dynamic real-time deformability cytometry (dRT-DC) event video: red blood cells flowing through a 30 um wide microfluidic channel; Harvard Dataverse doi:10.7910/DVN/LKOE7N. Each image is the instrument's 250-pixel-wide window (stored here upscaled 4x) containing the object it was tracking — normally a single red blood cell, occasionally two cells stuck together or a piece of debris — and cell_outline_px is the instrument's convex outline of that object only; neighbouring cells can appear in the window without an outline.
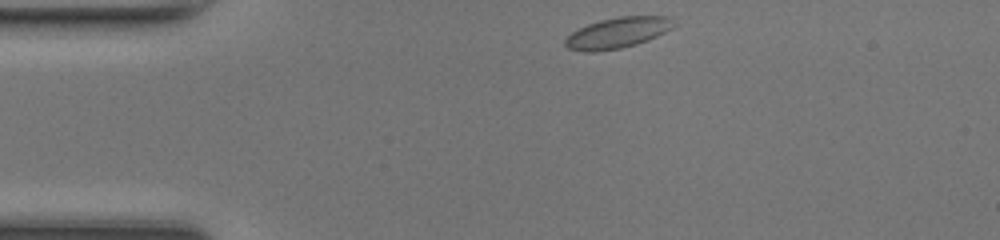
{"species": "common noctule bat (a hibernating species)", "species_latin": "Nyctalus noctula", "temperature_condition": "room temperature", "stored_images_in_passage": 40, "camera_frame_rate_fps": 3000, "um_per_image_px": 0.085, "animal": {"sex": "female", "body_mass_g": 17.0, "forearm_length_mm": 48.0}, "frame": {"image": 1, "passage_image": 1, "time_ms": 0.0, "image_size_px": [1000, 240], "cell_outline_px": [[676, 24], [672, 28], [648, 40], [636, 44], [620, 48], [592, 52], [584, 52], [568, 48], [564, 44], [564, 40], [572, 32], [588, 24], [600, 20], [620, 16], [672, 16]], "centroid_in_image_um": [52.51, 2.78], "position_along_channel_um": 32.5, "area_um2": 19.42}}
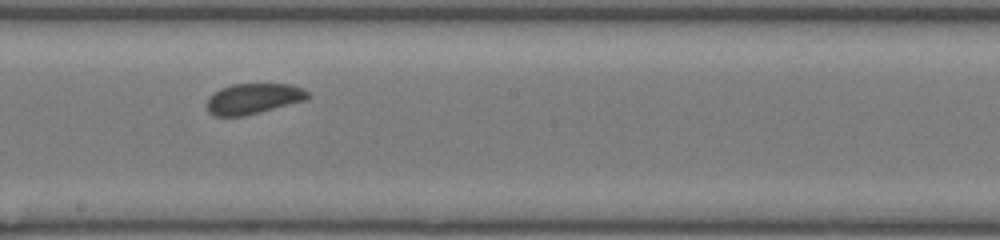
{"frame": {"image": 2, "passage_image": 18, "time_ms": 5.667, "image_size_px": [1000, 240], "cell_outline_px": [[308, 96], [304, 100], [260, 112], [244, 116], [216, 116], [208, 112], [204, 104], [208, 96], [220, 88], [232, 84], [292, 84], [308, 92]], "centroid_in_image_um": [21.44, 8.39], "position_along_channel_um": 226.8, "area_um2": 17.98}}
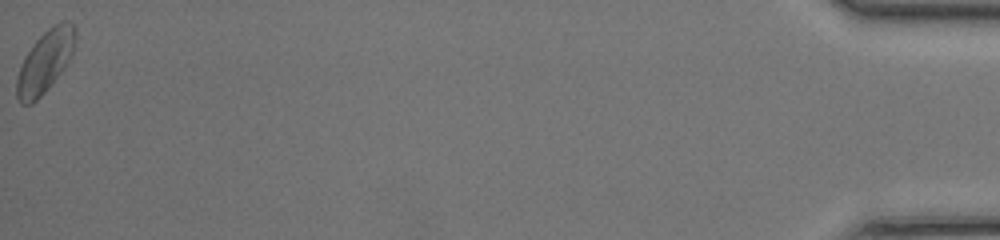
{"frame": {"image": 3, "passage_image": 40, "time_ms": 13.0, "image_size_px": [1000, 240], "cell_outline_px": [[76, 40], [72, 52], [68, 60], [60, 72], [48, 88], [32, 104], [20, 104], [16, 96], [16, 80], [24, 56], [32, 44], [48, 28], [60, 20], [68, 20], [76, 28]], "centroid_in_image_um": [3.82, 5.2], "position_along_channel_um": 431.4, "area_um2": 21.1}, "authors_computed_cell_mechanics": {"area_um2": 18.4382, "velocity_mm_per_s": 4.2529, "shape_relaxation_time_tau1_ms": 0.6883, "shape_relaxation_time_tau2_ms": null, "deformation_change_tau1": 0.0342, "deformation_change_tau2": null}}